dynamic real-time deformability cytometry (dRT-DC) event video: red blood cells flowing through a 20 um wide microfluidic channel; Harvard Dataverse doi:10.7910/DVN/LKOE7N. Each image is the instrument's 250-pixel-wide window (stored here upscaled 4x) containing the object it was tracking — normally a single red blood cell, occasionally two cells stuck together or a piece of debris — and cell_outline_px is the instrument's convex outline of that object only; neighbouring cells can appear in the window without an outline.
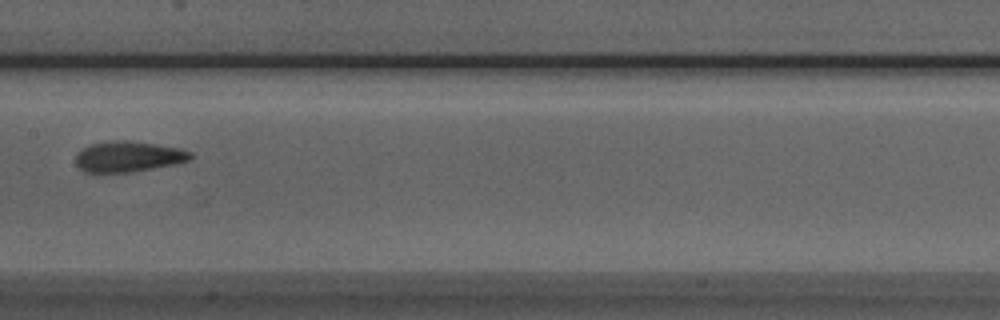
{"species": "Egyptian fruit bat (a non-hibernating species)", "species_latin": "Rousettus aegyptiacus", "temperature_condition": "room temperature", "stored_images_in_passage": 5, "camera_frame_rate_fps": 3000, "um_per_image_px": 0.085, "animal": {"sex": "male"}, "frame": {"image": 1, "passage_image": 5, "time_ms": 4.333, "image_size_px": [1000, 320], "cell_outline_px": [[192, 156], [188, 160], [176, 164], [132, 172], [84, 172], [76, 164], [76, 152], [92, 144], [112, 140], [128, 140], [180, 148], [192, 152]], "centroid_in_image_um": [10.9, 13.31], "position_along_channel_um": 196.5, "area_um2": 20.46}}